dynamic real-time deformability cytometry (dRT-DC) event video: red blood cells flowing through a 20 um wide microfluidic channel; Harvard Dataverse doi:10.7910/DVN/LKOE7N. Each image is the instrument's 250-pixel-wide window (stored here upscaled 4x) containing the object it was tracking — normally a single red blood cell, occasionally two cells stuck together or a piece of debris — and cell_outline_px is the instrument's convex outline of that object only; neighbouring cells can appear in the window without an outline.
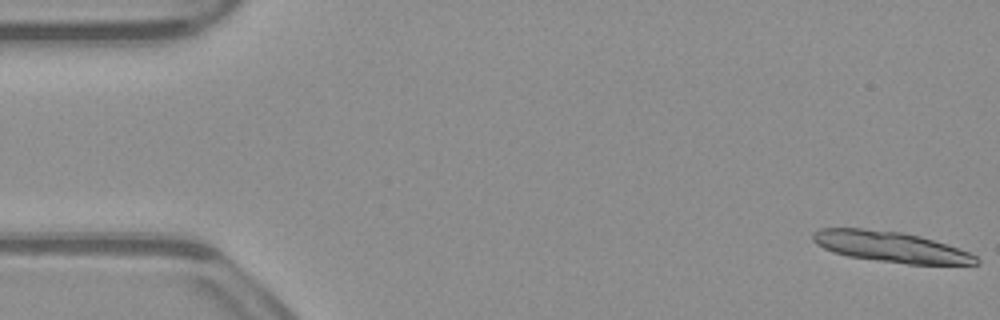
{"species": "common noctule bat (a hibernating species)", "species_latin": "Nyctalus noctula", "temperature_condition": "warm", "stored_images_in_passage": 14, "camera_frame_rate_fps": 3000, "um_per_image_px": 0.085, "animal": {"sex": "male", "body_mass_g": 23.1, "forearm_length_mm": 52.7}, "frame": {"image": 1, "passage_image": 1, "time_ms": 0.0, "image_size_px": [1000, 320], "cell_outline_px": [[980, 264], [908, 264], [848, 256], [832, 252], [816, 244], [812, 240], [812, 232], [820, 228], [864, 228], [900, 232], [920, 236], [968, 252], [976, 256], [980, 260]], "centroid_in_image_um": [75.65, 20.97], "position_along_channel_um": 9.3, "area_um2": 28.9}}